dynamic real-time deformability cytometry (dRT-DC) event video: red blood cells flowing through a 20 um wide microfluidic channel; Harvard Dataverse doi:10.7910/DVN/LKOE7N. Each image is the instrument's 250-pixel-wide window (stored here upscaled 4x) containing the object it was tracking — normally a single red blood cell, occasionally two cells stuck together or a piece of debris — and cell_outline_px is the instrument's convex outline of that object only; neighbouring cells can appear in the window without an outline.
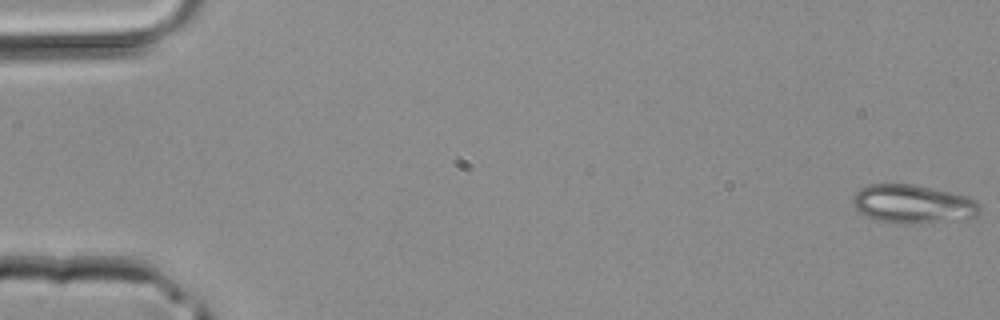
{"species": "common noctule bat (a hibernating species)", "species_latin": "Nyctalus noctula", "temperature_condition": "room temperature", "stored_images_in_passage": 44, "camera_frame_rate_fps": 3000, "um_per_image_px": 0.085, "animal": {"sex": "male", "body_mass_g": 20.4}, "frame": {"image": 1, "passage_image": 1, "time_ms": 0.0, "image_size_px": [1000, 320], "cell_outline_px": [[980, 212], [976, 216], [968, 220], [900, 224], [896, 224], [876, 220], [864, 216], [852, 204], [852, 196], [860, 188], [868, 184], [912, 184], [952, 192], [968, 196], [976, 200], [980, 204]], "centroid_in_image_um": [77.62, 17.35], "position_along_channel_um": 7.4, "area_um2": 29.13}}
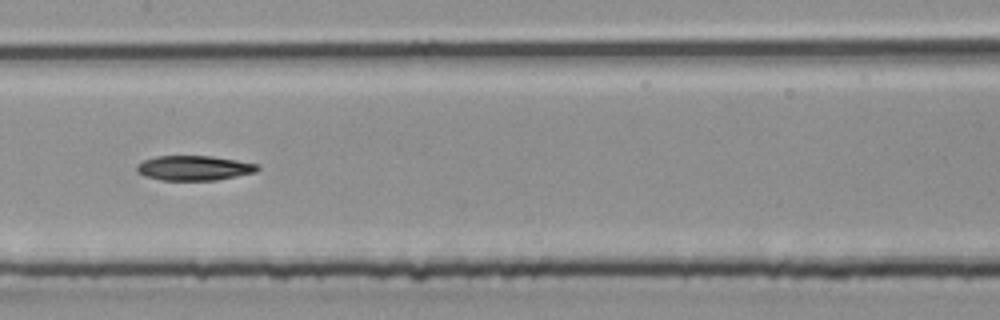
{"frame": {"image": 2, "passage_image": 22, "time_ms": 7.0, "image_size_px": [1000, 320], "cell_outline_px": [[260, 168], [256, 172], [216, 180], [160, 180], [144, 176], [136, 172], [136, 168], [144, 160], [156, 156], [212, 156], [260, 164]], "centroid_in_image_um": [16.51, 14.28], "position_along_channel_um": 190.9, "area_um2": 17.46}}
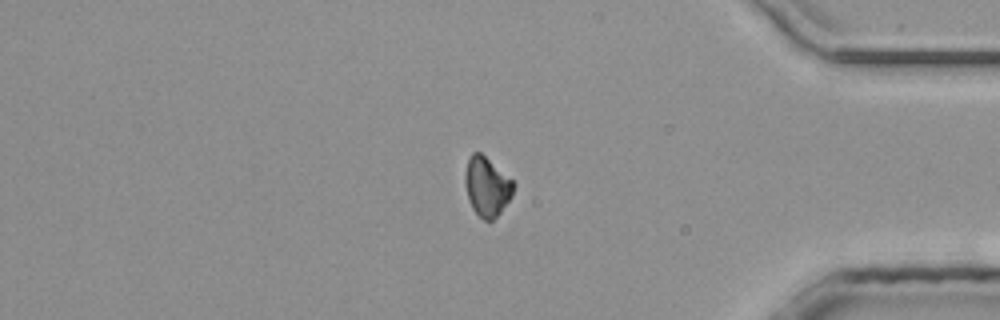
{"frame": {"image": 3, "passage_image": 36, "time_ms": 11.667, "image_size_px": [1000, 320], "cell_outline_px": [[516, 184], [512, 196], [500, 212], [488, 224], [472, 208], [468, 200], [464, 184], [464, 176], [468, 160], [472, 152], [480, 152], [512, 180]], "centroid_in_image_um": [41.37, 15.88], "position_along_channel_um": 393.8, "area_um2": 16.7}}